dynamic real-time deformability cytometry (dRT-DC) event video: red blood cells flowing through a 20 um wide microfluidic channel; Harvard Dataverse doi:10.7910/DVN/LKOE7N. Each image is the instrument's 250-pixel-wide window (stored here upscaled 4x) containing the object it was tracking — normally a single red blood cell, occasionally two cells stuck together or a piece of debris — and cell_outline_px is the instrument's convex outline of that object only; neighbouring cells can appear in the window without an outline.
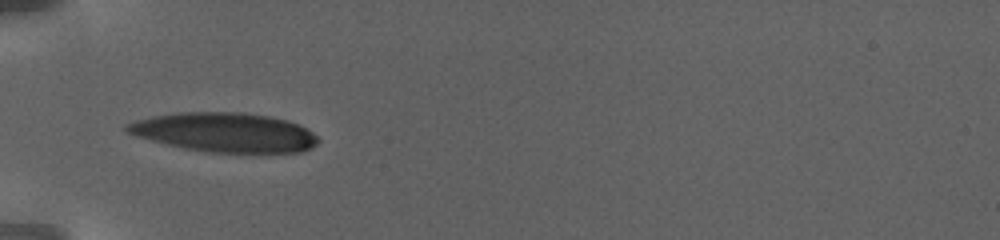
{"species": "human", "species_latin": "Homo sapiens", "temperature_condition": "warm", "stored_images_in_passage": 23, "camera_frame_rate_fps": 3000, "um_per_image_px": 0.085, "donor": {"sex": "female"}, "frame": {"image": 1, "passage_image": 9, "time_ms": 5.667, "image_size_px": [1000, 240], "cell_outline_px": [[320, 140], [312, 148], [304, 152], [208, 152], [184, 148], [136, 136], [128, 132], [124, 128], [124, 124], [136, 120], [152, 116], [176, 112], [244, 112], [268, 116], [288, 120], [312, 132]], "centroid_in_image_um": [19.09, 11.24], "position_along_channel_um": 65.9, "area_um2": 43.64}}
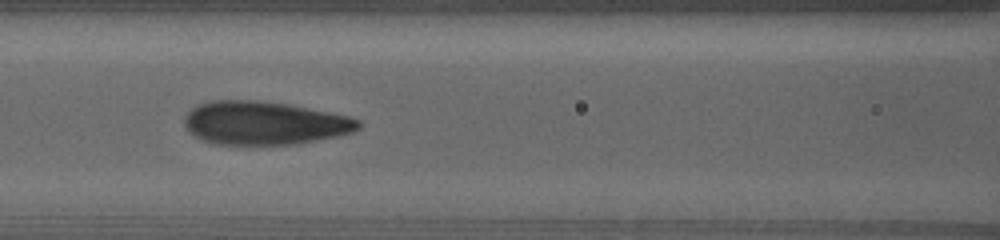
{"frame": {"image": 2, "passage_image": 13, "time_ms": 8.667, "image_size_px": [1000, 240], "cell_outline_px": [[360, 128], [352, 132], [340, 136], [296, 144], [212, 144], [188, 132], [184, 124], [184, 116], [196, 104], [212, 100], [260, 100], [288, 104], [348, 116], [360, 120]], "centroid_in_image_um": [22.45, 10.45], "position_along_channel_um": 144.2, "area_um2": 44.1}}
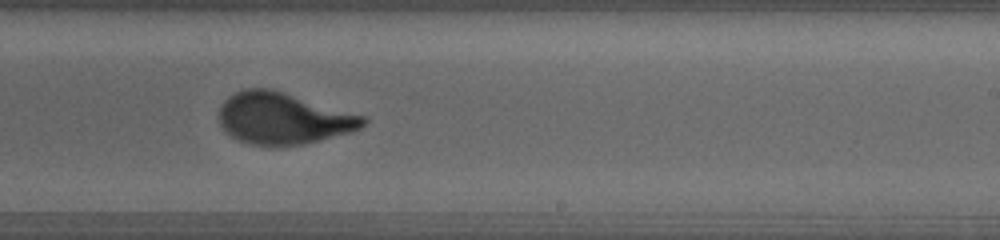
{"frame": {"image": 3, "passage_image": 20, "time_ms": 13.0, "image_size_px": [1000, 240], "cell_outline_px": [[368, 120], [360, 128], [352, 132], [304, 144], [248, 144], [236, 140], [224, 132], [220, 124], [220, 104], [228, 96], [244, 88], [272, 88], [364, 116]], "centroid_in_image_um": [24.04, 10.05], "position_along_channel_um": 265.0, "area_um2": 43.18}}